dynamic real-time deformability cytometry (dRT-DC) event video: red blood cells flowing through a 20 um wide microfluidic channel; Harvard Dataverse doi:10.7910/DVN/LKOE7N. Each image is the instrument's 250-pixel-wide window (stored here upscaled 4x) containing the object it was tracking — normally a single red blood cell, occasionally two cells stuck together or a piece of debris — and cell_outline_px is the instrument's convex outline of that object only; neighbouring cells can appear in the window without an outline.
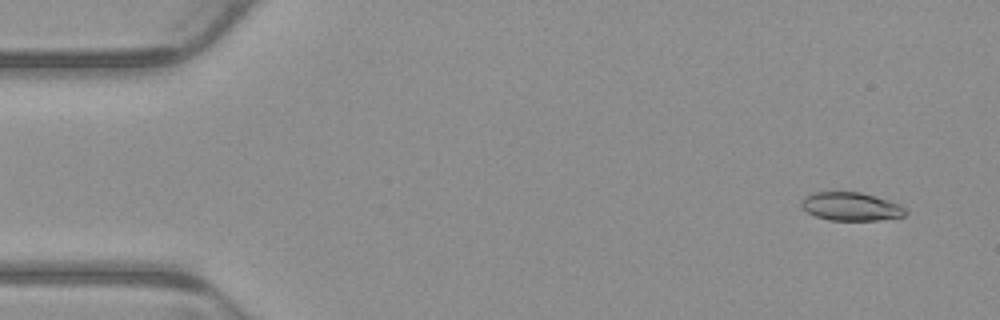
{"species": "common noctule bat (a hibernating species)", "species_latin": "Nyctalus noctula", "temperature_condition": "warm", "stored_images_in_passage": 4, "camera_frame_rate_fps": 3000, "um_per_image_px": 0.085, "animal": {"sex": "male", "body_mass_g": 23.1, "forearm_length_mm": 52.7}, "frame": {"image": 1, "passage_image": 1, "time_ms": 0.0, "image_size_px": [1000, 320], "cell_outline_px": [[908, 212], [904, 216], [876, 220], [828, 220], [816, 216], [800, 208], [800, 200], [804, 196], [812, 192], [860, 192], [888, 200], [900, 204], [908, 208]], "centroid_in_image_um": [72.31, 17.55], "position_along_channel_um": 12.7, "area_um2": 17.4}}
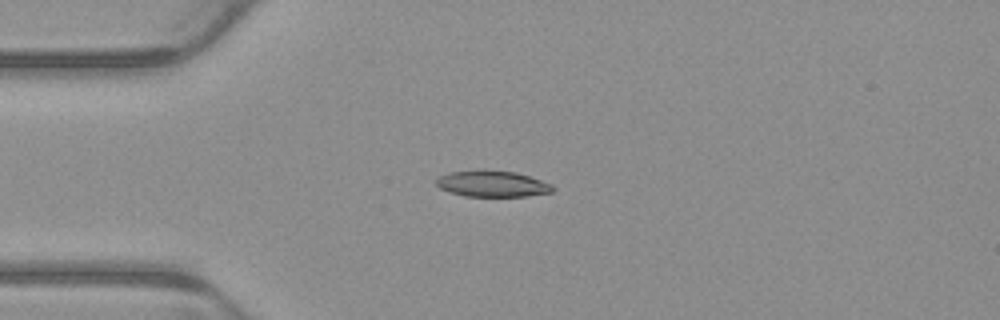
{"frame": {"image": 2, "passage_image": 4, "time_ms": 1.0, "image_size_px": [1000, 320], "cell_outline_px": [[556, 188], [552, 192], [528, 196], [464, 196], [440, 188], [436, 184], [436, 180], [440, 176], [448, 172], [484, 168], [516, 172], [552, 184]], "centroid_in_image_um": [41.85, 15.59], "position_along_channel_um": 43.1, "area_um2": 18.03}}